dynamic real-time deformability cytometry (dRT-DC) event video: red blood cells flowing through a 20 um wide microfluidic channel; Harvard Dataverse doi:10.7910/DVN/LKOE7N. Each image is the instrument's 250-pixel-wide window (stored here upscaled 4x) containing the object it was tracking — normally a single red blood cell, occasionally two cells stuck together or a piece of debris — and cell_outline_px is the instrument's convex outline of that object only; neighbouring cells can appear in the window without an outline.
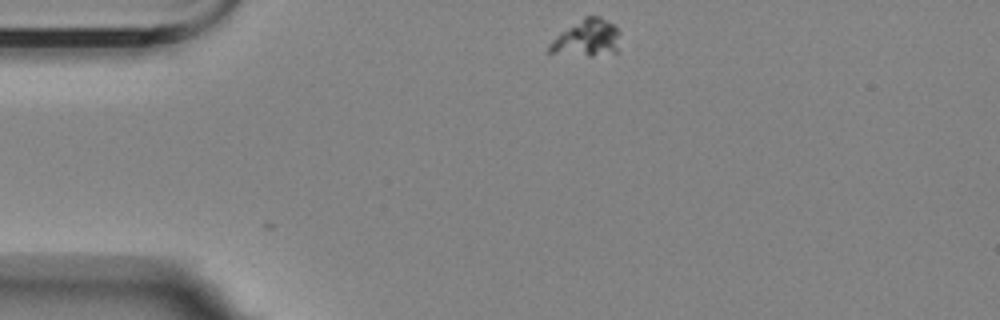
{"species": "Egyptian fruit bat (a non-hibernating species)", "species_latin": "Rousettus aegyptiacus", "temperature_condition": "room temperature", "stored_images_in_passage": 5, "camera_frame_rate_fps": 3000, "um_per_image_px": 0.085, "animal": {"sex": "female"}, "frame": {"image": 1, "passage_image": 1, "time_ms": 0.0, "image_size_px": [1000, 320], "cell_outline_px": [[620, 32], [616, 52], [592, 56], [588, 56], [548, 52], [548, 44], [560, 32], [584, 16], [600, 16], [612, 24]], "centroid_in_image_um": [49.87, 3.23], "position_along_channel_um": 35.1, "area_um2": 15.14}}
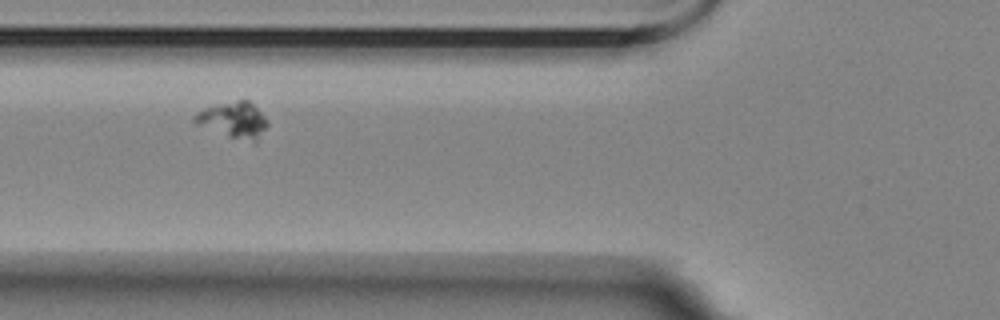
{"frame": {"image": 2, "passage_image": 4, "time_ms": 3.333, "image_size_px": [1000, 320], "cell_outline_px": [[268, 124], [256, 144], [228, 136], [196, 124], [192, 120], [192, 116], [204, 108], [236, 100], [248, 100], [268, 120]], "centroid_in_image_um": [19.86, 10.22], "position_along_channel_um": 105.9, "area_um2": 15.2}}
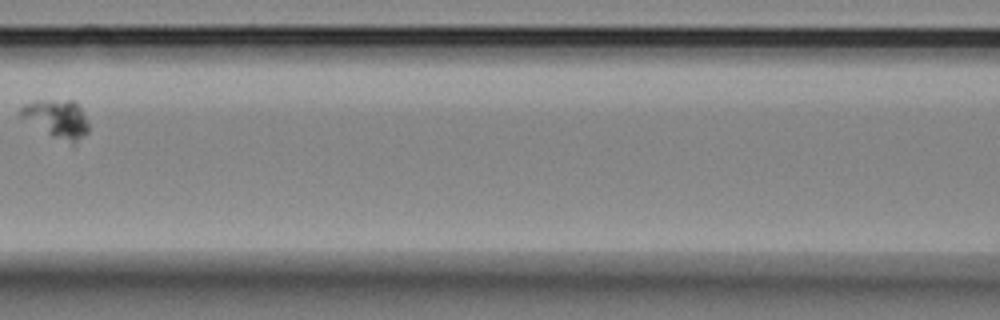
{"frame": {"image": 3, "passage_image": 5, "time_ms": 5.0, "image_size_px": [1000, 320], "cell_outline_px": [[88, 132], [76, 144], [72, 144], [52, 136], [20, 116], [20, 108], [24, 104], [36, 100], [72, 100], [80, 108], [88, 124]], "centroid_in_image_um": [4.85, 10.1], "position_along_channel_um": 161.8, "area_um2": 14.85}}